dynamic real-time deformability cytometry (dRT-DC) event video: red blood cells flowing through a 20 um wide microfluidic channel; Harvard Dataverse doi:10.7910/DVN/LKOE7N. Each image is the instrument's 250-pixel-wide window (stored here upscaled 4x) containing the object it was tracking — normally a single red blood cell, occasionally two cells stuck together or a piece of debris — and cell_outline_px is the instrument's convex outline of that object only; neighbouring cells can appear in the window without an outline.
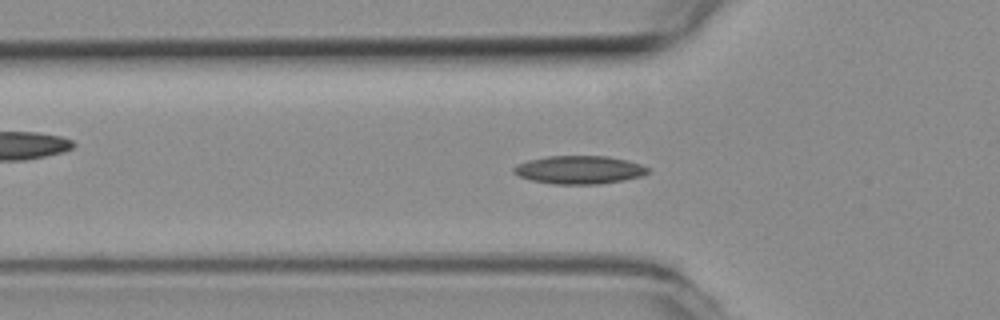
{"species": "common noctule bat (a hibernating species)", "species_latin": "Nyctalus noctula", "temperature_condition": "room temperature", "stored_images_in_passage": 39, "camera_frame_rate_fps": 3000, "um_per_image_px": 0.085, "animal": {"sex": "female", "body_mass_g": 19.3, "forearm_length_mm": 54.1}, "frame": {"image": 1, "passage_image": 9, "time_ms": 2.667, "image_size_px": [1000, 320], "cell_outline_px": [[648, 172], [640, 176], [624, 180], [600, 184], [552, 184], [532, 180], [520, 176], [512, 172], [512, 168], [516, 164], [528, 160], [548, 156], [608, 156], [628, 160], [640, 164], [648, 168]], "centroid_in_image_um": [49.21, 14.43], "position_along_channel_um": 76.6, "area_um2": 22.02}}
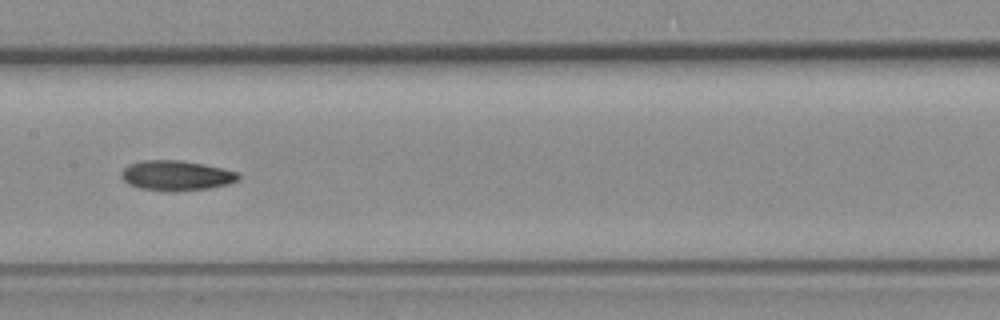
{"frame": {"image": 2, "passage_image": 18, "time_ms": 5.667, "image_size_px": [1000, 320], "cell_outline_px": [[240, 180], [228, 184], [208, 188], [172, 192], [140, 188], [128, 184], [120, 176], [120, 172], [128, 164], [140, 160], [180, 160], [204, 164], [236, 172], [240, 176]], "centroid_in_image_um": [14.95, 14.92], "position_along_channel_um": 192.5, "area_um2": 20.58}}
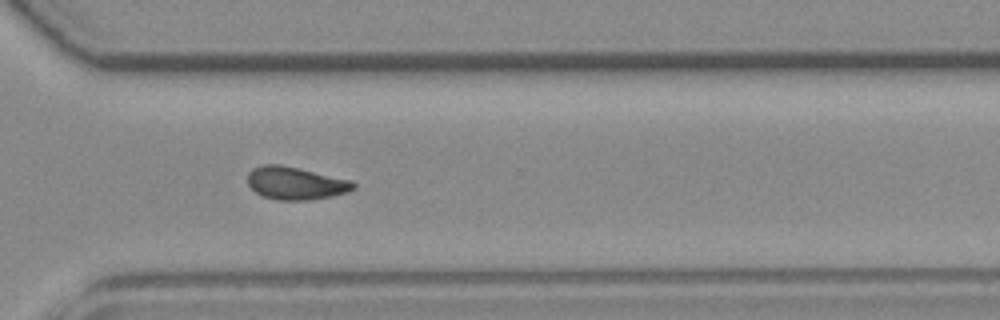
{"frame": {"image": 3, "passage_image": 30, "time_ms": 9.667, "image_size_px": [1000, 320], "cell_outline_px": [[356, 188], [348, 192], [332, 196], [312, 200], [280, 200], [264, 196], [256, 192], [248, 184], [248, 172], [252, 168], [264, 164], [280, 164], [352, 180], [356, 184]], "centroid_in_image_um": [25.15, 15.57], "position_along_channel_um": 345.5, "area_um2": 20.23}}